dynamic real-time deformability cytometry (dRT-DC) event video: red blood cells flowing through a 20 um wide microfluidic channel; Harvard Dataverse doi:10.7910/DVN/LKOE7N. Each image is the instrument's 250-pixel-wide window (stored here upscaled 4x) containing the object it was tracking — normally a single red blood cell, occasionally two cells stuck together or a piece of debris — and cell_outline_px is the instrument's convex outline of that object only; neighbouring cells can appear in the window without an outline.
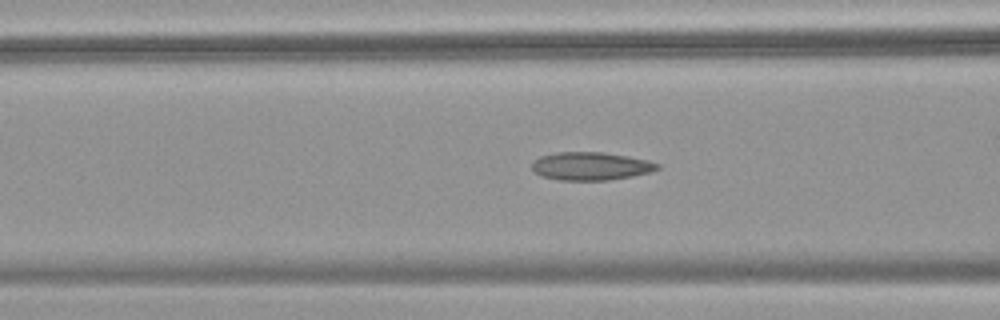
{"species": "common noctule bat (a hibernating species)", "species_latin": "Nyctalus noctula", "temperature_condition": "warm", "stored_images_in_passage": 51, "camera_frame_rate_fps": 3000, "um_per_image_px": 0.085, "animal": {"sex": "female", "body_mass_g": 18.4}, "frame": {"image": 1, "passage_image": 17, "time_ms": 5.333, "image_size_px": [1000, 320], "cell_outline_px": [[660, 168], [652, 172], [632, 176], [608, 180], [560, 180], [540, 176], [532, 168], [532, 160], [540, 156], [556, 152], [604, 152], [628, 156], [648, 160], [660, 164]], "centroid_in_image_um": [50.22, 14.11], "position_along_channel_um": 116.4, "area_um2": 20.69}}
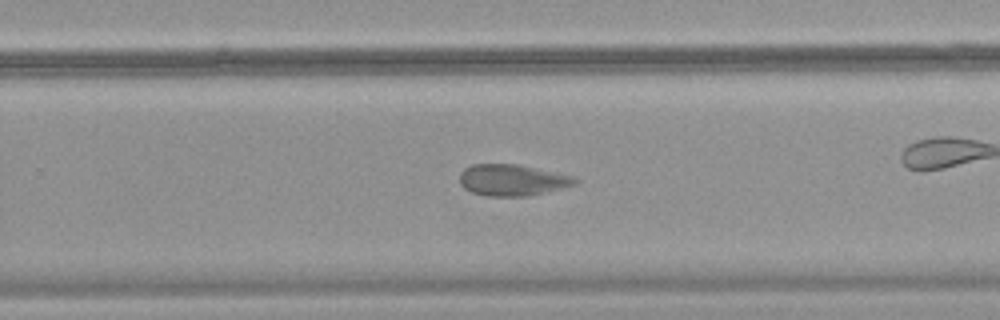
{"frame": {"image": 2, "passage_image": 31, "time_ms": 10.0, "image_size_px": [1000, 320], "cell_outline_px": [[580, 180], [576, 184], [544, 192], [524, 196], [488, 196], [472, 192], [464, 188], [460, 184], [460, 172], [464, 168], [472, 164], [520, 164], [572, 176]], "centroid_in_image_um": [43.51, 15.29], "position_along_channel_um": 286.3, "area_um2": 20.98}}
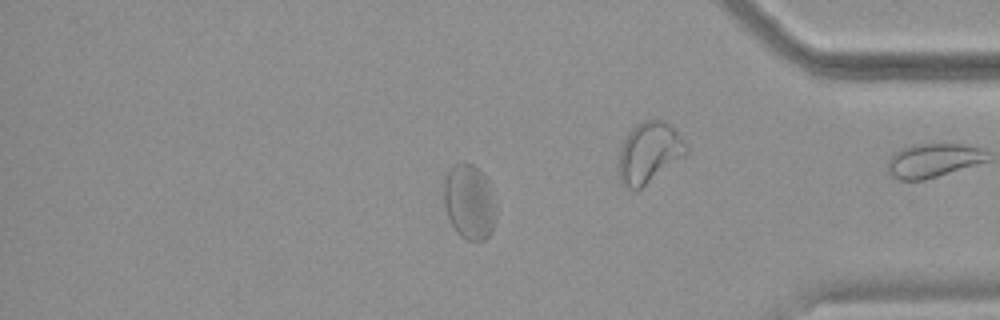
{"frame": {"image": 3, "passage_image": 42, "time_ms": 13.667, "image_size_px": [1000, 320], "cell_outline_px": [[496, 220], [492, 232], [484, 240], [468, 240], [460, 236], [456, 232], [448, 216], [444, 204], [444, 180], [448, 172], [456, 164], [464, 160], [472, 164], [484, 176], [488, 184], [496, 212]], "centroid_in_image_um": [39.88, 17.18], "position_along_channel_um": 395.3, "area_um2": 22.54}, "authors_computed_cell_mechanics": {"area_um2": 21.8484, "velocity_mm_per_s": 3.6597, "shape_relaxation_time_tau1_ms": null, "shape_relaxation_time_tau2_ms": 1.5845, "deformation_change_tau1": null, "deformation_change_tau2": 0.0623}}